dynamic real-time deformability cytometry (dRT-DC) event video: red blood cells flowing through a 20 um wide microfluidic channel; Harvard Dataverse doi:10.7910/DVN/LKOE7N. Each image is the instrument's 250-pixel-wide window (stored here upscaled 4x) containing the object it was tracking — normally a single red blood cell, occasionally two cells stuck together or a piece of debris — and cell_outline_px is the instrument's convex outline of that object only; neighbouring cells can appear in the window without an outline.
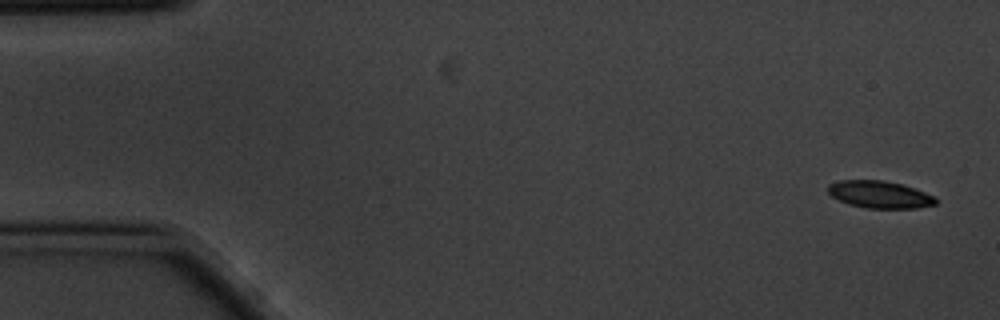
{"species": "common noctule bat (a hibernating species)", "species_latin": "Nyctalus noctula", "temperature_condition": "cold", "stored_images_in_passage": 4, "camera_frame_rate_fps": 3000, "um_per_image_px": 0.085, "animal": {"sex": "male", "body_mass_g": 20.1, "forearm_length_mm": 53.5}, "frame": {"image": 1, "passage_image": 1, "time_ms": 0.0, "image_size_px": [1000, 320], "cell_outline_px": [[936, 204], [916, 208], [864, 208], [848, 204], [832, 196], [828, 192], [828, 184], [840, 180], [884, 180], [904, 184], [936, 196]], "centroid_in_image_um": [74.79, 16.52], "position_along_channel_um": 10.2, "area_um2": 17.22}}